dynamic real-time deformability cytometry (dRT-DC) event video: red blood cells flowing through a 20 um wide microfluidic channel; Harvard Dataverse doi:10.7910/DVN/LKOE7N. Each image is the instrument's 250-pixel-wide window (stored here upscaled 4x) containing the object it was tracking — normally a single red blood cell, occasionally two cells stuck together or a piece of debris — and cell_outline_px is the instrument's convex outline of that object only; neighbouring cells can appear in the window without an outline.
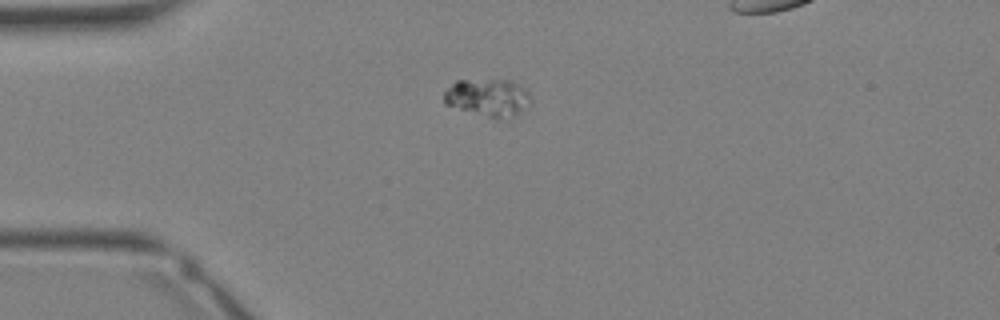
{"species": "Egyptian fruit bat (a non-hibernating species)", "species_latin": "Rousettus aegyptiacus", "temperature_condition": "warm", "stored_images_in_passage": 24, "segment_of_instrument_passage": [1, 2], "camera_frame_rate_fps": 3000, "um_per_image_px": 0.085, "animal": {"sex": "female"}, "frame": {"image": 1, "passage_image": 1, "time_ms": 0.0, "image_size_px": [1000, 320], "cell_outline_px": [[532, 104], [516, 116], [508, 120], [496, 120], [444, 104], [444, 92], [456, 80], [512, 80], [520, 84], [528, 92]], "centroid_in_image_um": [41.53, 8.33], "position_along_channel_um": 43.5, "area_um2": 19.54}}
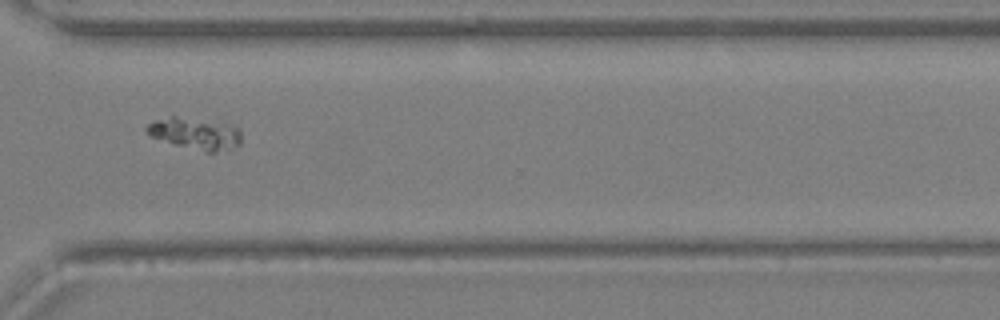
{"frame": {"image": 2, "passage_image": 18, "time_ms": 5.667, "image_size_px": [1000, 320], "cell_outline_px": [[240, 144], [232, 148], [216, 152], [204, 152], [176, 144], [152, 136], [144, 128], [148, 124], [156, 120], [168, 116], [176, 116], [232, 124], [240, 128]], "centroid_in_image_um": [16.65, 11.34], "position_along_channel_um": 354.0, "area_um2": 17.34}}
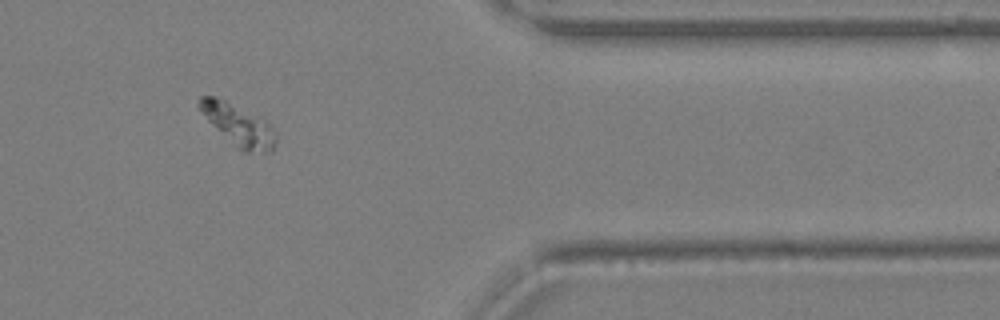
{"frame": {"image": 3, "passage_image": 21, "time_ms": 6.667, "image_size_px": [1000, 320], "cell_outline_px": [[276, 144], [272, 152], [244, 152], [212, 124], [208, 120], [196, 104], [196, 100], [200, 96], [212, 96], [224, 100], [264, 120], [276, 132]], "centroid_in_image_um": [20.27, 10.63], "position_along_channel_um": 391.1, "area_um2": 17.8}}